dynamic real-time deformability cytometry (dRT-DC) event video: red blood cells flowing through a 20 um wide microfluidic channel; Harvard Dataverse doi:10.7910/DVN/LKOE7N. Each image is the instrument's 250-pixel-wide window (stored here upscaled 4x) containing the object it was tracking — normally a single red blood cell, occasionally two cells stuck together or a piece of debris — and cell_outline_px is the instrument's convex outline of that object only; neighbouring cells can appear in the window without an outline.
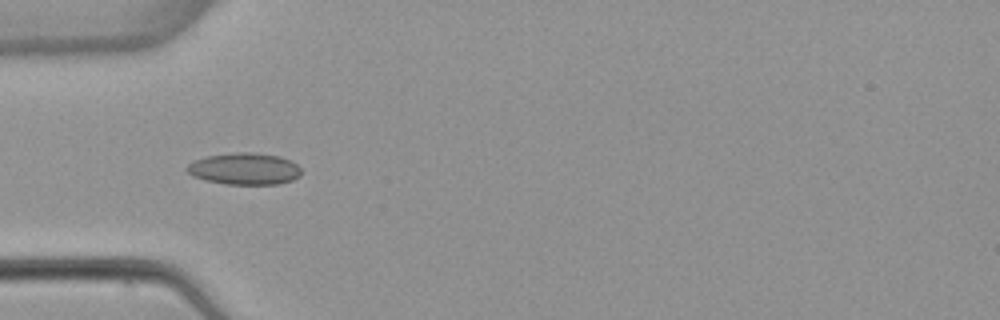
{"species": "common noctule bat (a hibernating species)", "species_latin": "Nyctalus noctula", "temperature_condition": "warm", "stored_images_in_passage": 6, "camera_frame_rate_fps": 3000, "um_per_image_px": 0.085, "animal": {"sex": "female", "body_mass_g": 22.7, "forearm_length_mm": 54.2}, "frame": {"image": 1, "passage_image": 5, "time_ms": 4.667, "image_size_px": [1000, 320], "cell_outline_px": [[300, 176], [292, 180], [280, 184], [224, 184], [204, 180], [192, 176], [184, 168], [192, 160], [208, 156], [236, 152], [256, 152], [280, 156], [296, 164], [300, 168]], "centroid_in_image_um": [20.74, 14.35], "position_along_channel_um": 64.3, "area_um2": 21.33}}
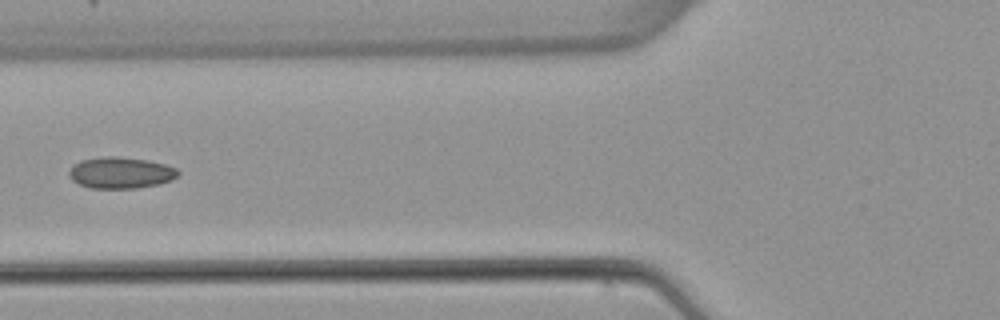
{"frame": {"image": 2, "passage_image": 6, "time_ms": 6.0, "image_size_px": [1000, 320], "cell_outline_px": [[180, 172], [172, 180], [160, 184], [136, 188], [92, 188], [80, 184], [72, 180], [68, 176], [68, 172], [80, 160], [104, 156], [116, 156], [148, 160], [164, 164], [176, 168]], "centroid_in_image_um": [10.27, 14.68], "position_along_channel_um": 115.5, "area_um2": 19.88}}